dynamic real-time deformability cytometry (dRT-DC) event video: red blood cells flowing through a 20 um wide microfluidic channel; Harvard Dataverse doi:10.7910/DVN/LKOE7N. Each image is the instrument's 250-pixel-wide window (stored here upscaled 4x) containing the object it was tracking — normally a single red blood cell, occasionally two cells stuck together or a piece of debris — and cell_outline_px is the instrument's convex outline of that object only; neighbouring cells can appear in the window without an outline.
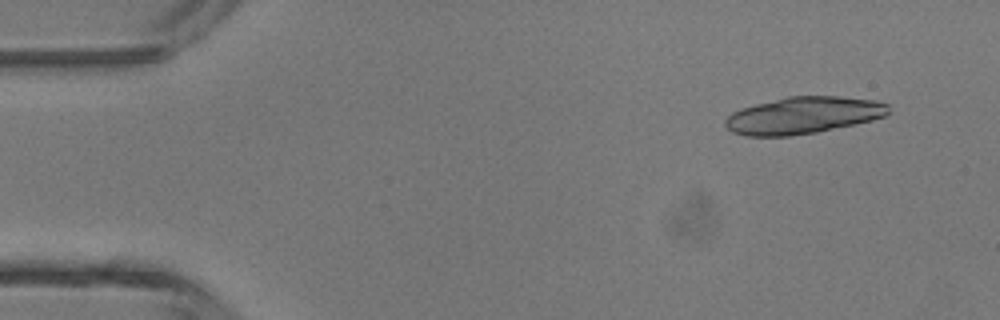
{"species": "common noctule bat (a hibernating species)", "species_latin": "Nyctalus noctula", "temperature_condition": "room temperature", "stored_images_in_passage": 5, "camera_frame_rate_fps": 3000, "um_per_image_px": 0.085, "animal": {"sex": "male", "body_mass_g": 13.3}, "frame": {"image": 1, "passage_image": 1, "time_ms": 0.0, "image_size_px": [1000, 320], "cell_outline_px": [[892, 112], [884, 116], [872, 120], [816, 132], [788, 136], [744, 136], [732, 132], [724, 124], [724, 120], [732, 112], [740, 108], [788, 96], [840, 96], [876, 100], [888, 104]], "centroid_in_image_um": [68.28, 9.8], "position_along_channel_um": 16.7, "area_um2": 35.2}}